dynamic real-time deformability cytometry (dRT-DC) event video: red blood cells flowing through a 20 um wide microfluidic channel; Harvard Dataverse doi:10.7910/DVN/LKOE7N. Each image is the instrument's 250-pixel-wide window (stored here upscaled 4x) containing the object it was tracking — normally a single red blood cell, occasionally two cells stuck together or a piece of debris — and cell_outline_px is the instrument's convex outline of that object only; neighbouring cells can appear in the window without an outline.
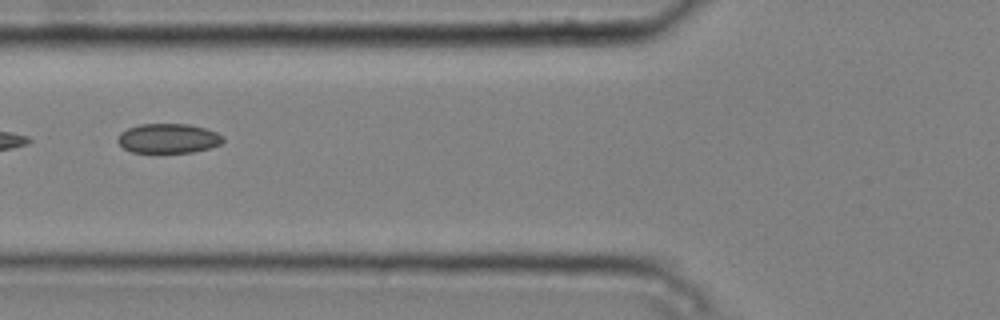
{"species": "common noctule bat (a hibernating species)", "species_latin": "Nyctalus noctula", "temperature_condition": "cold", "stored_images_in_passage": 6, "camera_frame_rate_fps": 3000, "um_per_image_px": 0.085, "animal": {"sex": "male", "body_mass_g": 20.4}, "frame": {"image": 1, "passage_image": 3, "time_ms": 0.667, "image_size_px": [1000, 320], "cell_outline_px": [[224, 140], [220, 144], [208, 148], [192, 152], [132, 152], [124, 148], [116, 140], [120, 132], [128, 128], [140, 124], [188, 124], [204, 128], [216, 132], [224, 136]], "centroid_in_image_um": [14.29, 11.76], "position_along_channel_um": 111.5, "area_um2": 18.03}}
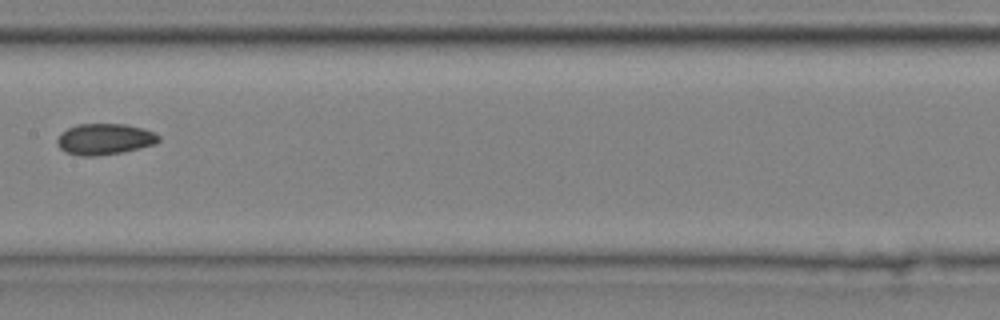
{"frame": {"image": 2, "passage_image": 5, "time_ms": 1.333, "image_size_px": [1000, 320], "cell_outline_px": [[160, 140], [156, 144], [124, 152], [96, 156], [80, 156], [64, 152], [56, 144], [56, 140], [68, 128], [80, 124], [124, 124], [144, 128], [160, 136]], "centroid_in_image_um": [8.91, 11.84], "position_along_channel_um": 198.5, "area_um2": 18.44}}
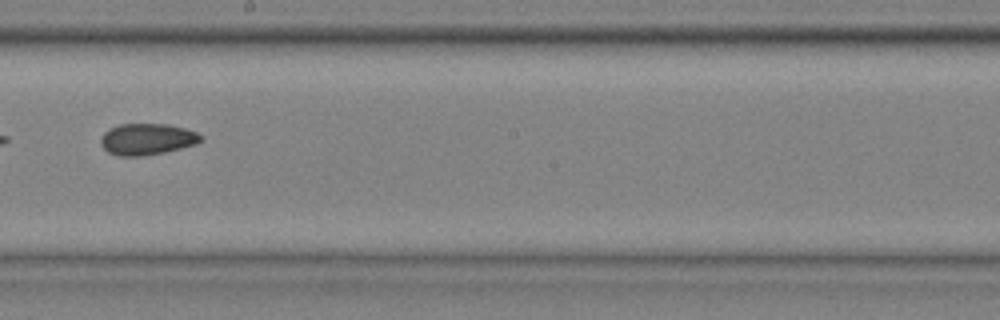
{"frame": {"image": 3, "passage_image": 6, "time_ms": 1.667, "image_size_px": [1000, 320], "cell_outline_px": [[204, 136], [196, 144], [164, 152], [144, 156], [120, 156], [108, 152], [100, 144], [100, 140], [104, 132], [120, 124], [168, 124], [184, 128], [196, 132]], "centroid_in_image_um": [12.5, 11.83], "position_along_channel_um": 235.7, "area_um2": 18.21}}